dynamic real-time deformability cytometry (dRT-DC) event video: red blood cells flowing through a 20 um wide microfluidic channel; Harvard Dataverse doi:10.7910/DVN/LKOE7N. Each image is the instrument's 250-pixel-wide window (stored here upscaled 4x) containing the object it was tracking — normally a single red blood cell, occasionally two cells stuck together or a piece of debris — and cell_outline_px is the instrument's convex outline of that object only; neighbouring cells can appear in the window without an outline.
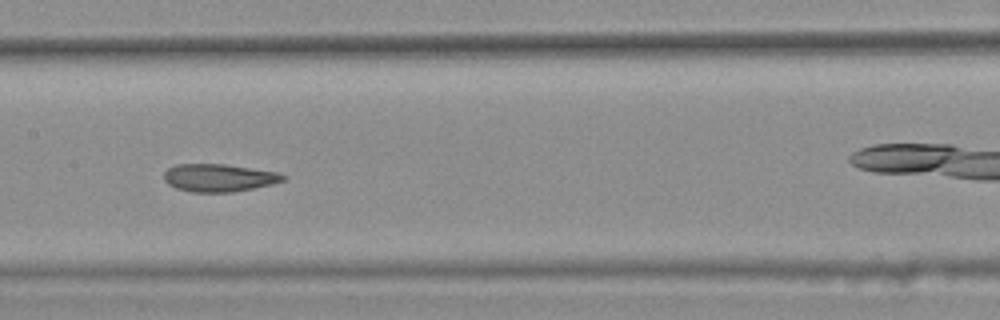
{"species": "common noctule bat (a hibernating species)", "species_latin": "Nyctalus noctula", "temperature_condition": "warm", "stored_images_in_passage": 9, "segment_of_instrument_passage": [1, 2], "camera_frame_rate_fps": 3000, "um_per_image_px": 0.085, "animal": {"sex": "female", "body_mass_g": 25.1}, "frame": {"image": 1, "passage_image": 6, "time_ms": 1.667, "image_size_px": [1000, 320], "cell_outline_px": [[288, 176], [284, 180], [272, 184], [232, 192], [192, 192], [176, 188], [168, 184], [164, 180], [164, 172], [168, 168], [176, 164], [224, 164], [276, 172]], "centroid_in_image_um": [18.58, 15.11], "position_along_channel_um": 188.8, "area_um2": 19.13}}